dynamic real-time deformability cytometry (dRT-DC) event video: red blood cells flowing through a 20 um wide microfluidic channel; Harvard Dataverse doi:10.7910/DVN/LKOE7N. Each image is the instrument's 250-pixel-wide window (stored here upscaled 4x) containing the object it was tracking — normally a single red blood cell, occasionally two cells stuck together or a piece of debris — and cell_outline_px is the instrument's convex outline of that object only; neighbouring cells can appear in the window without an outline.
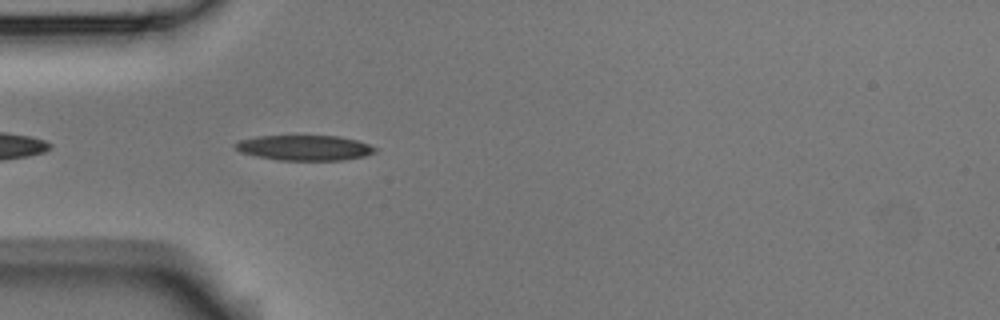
{"species": "Egyptian fruit bat (a non-hibernating species)", "species_latin": "Rousettus aegyptiacus", "temperature_condition": "room temperature", "stored_images_in_passage": 16, "camera_frame_rate_fps": 3000, "um_per_image_px": 0.085, "animal": {"sex": "male"}, "frame": {"image": 1, "passage_image": 3, "time_ms": 0.667, "image_size_px": [1000, 320], "cell_outline_px": [[376, 152], [364, 156], [344, 160], [280, 160], [256, 156], [240, 152], [232, 144], [236, 140], [256, 136], [340, 136], [356, 140], [368, 144], [376, 148]], "centroid_in_image_um": [25.84, 12.56], "position_along_channel_um": 59.2, "area_um2": 20.63}}
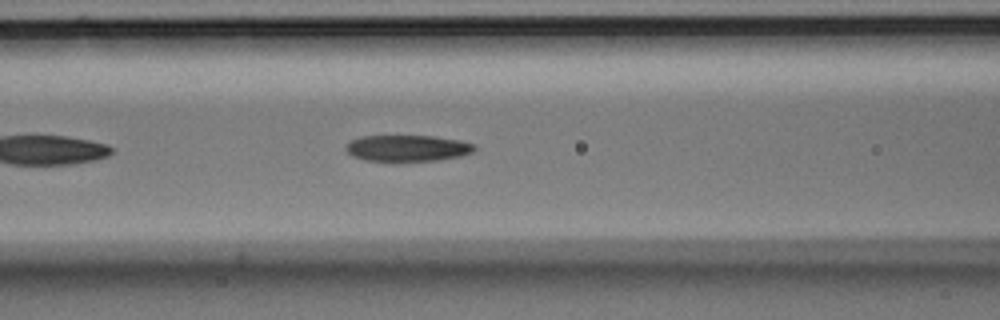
{"frame": {"image": 2, "passage_image": 9, "time_ms": 2.667, "image_size_px": [1000, 320], "cell_outline_px": [[476, 148], [472, 152], [460, 156], [436, 160], [368, 160], [352, 156], [348, 152], [348, 144], [352, 140], [360, 136], [436, 136], [460, 140], [476, 144]], "centroid_in_image_um": [34.7, 12.57], "position_along_channel_um": 131.9, "area_um2": 19.31}}
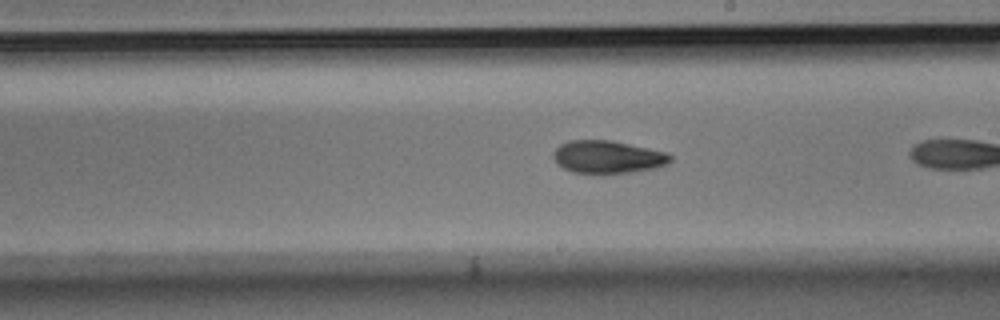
{"frame": {"image": 3, "passage_image": 15, "time_ms": 4.667, "image_size_px": [1000, 320], "cell_outline_px": [[672, 160], [668, 164], [656, 168], [632, 172], [572, 172], [564, 168], [552, 156], [552, 152], [560, 144], [568, 140], [612, 140], [668, 152], [672, 156]], "centroid_in_image_um": [51.7, 13.31], "position_along_channel_um": 237.3, "area_um2": 22.2}}